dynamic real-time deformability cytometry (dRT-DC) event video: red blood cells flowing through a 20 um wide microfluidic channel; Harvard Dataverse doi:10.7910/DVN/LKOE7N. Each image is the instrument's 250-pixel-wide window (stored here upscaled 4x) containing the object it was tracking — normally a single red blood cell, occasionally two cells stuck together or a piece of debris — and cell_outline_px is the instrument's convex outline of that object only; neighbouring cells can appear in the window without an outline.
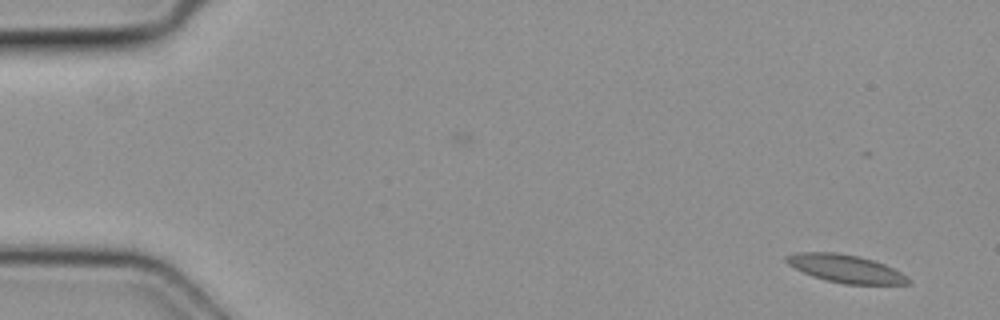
{"species": "common noctule bat (a hibernating species)", "species_latin": "Nyctalus noctula", "temperature_condition": "cold", "stored_images_in_passage": 6, "camera_frame_rate_fps": 3000, "um_per_image_px": 0.085, "animal": {"sex": "female", "body_mass_g": 19.3, "forearm_length_mm": 54.1}, "frame": {"image": 1, "passage_image": 1, "time_ms": 0.0, "image_size_px": [1000, 320], "cell_outline_px": [[912, 284], [844, 284], [812, 276], [788, 264], [784, 260], [784, 256], [796, 252], [836, 252], [860, 256], [884, 264], [908, 276], [912, 280]], "centroid_in_image_um": [71.89, 22.83], "position_along_channel_um": 13.1, "area_um2": 19.83}}